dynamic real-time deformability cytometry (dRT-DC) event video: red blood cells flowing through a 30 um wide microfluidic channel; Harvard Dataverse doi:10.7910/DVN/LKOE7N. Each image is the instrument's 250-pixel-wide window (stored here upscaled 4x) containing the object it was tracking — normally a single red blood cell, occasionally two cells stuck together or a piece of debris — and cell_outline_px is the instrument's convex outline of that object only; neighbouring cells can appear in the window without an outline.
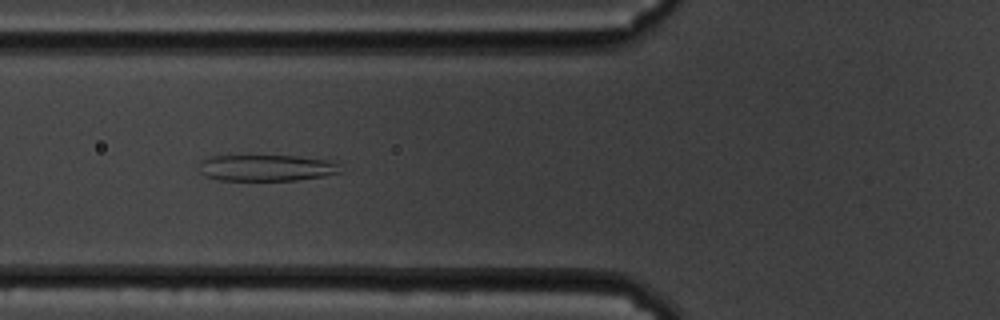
{"species": "common noctule bat (a hibernating species)", "species_latin": "Nyctalus noctula", "temperature_condition": "cold", "stored_images_in_passage": 59, "camera_frame_rate_fps": 3000, "um_per_image_px": 0.085, "animal": {"sex": "male", "body_mass_g": 19.5, "forearm_length_mm": 54.6}, "frame": {"image": 1, "passage_image": 22, "time_ms": 7.0, "image_size_px": [1000, 320], "cell_outline_px": [[340, 172], [324, 176], [296, 180], [220, 180], [204, 176], [200, 172], [200, 160], [208, 156], [296, 156], [328, 160], [336, 164]], "centroid_in_image_um": [22.57, 14.27], "position_along_channel_um": 103.2, "area_um2": 21.5}}
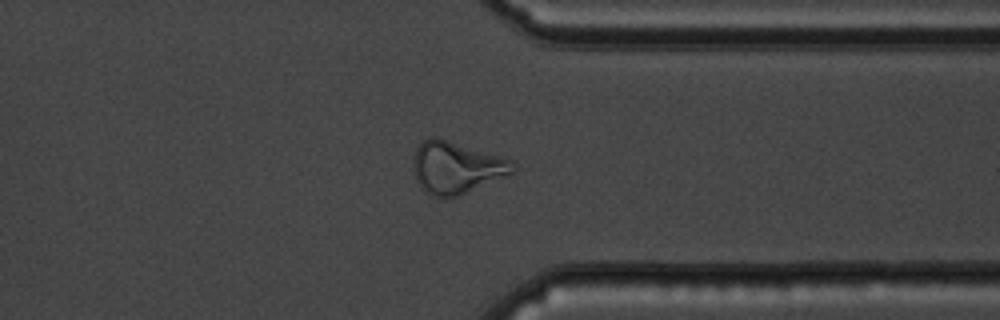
{"frame": {"image": 2, "passage_image": 46, "time_ms": 15.0, "image_size_px": [1000, 320], "cell_outline_px": [[516, 168], [508, 176], [460, 196], [432, 196], [420, 188], [416, 180], [412, 164], [416, 148], [428, 136], [436, 136], [512, 160], [516, 164]], "centroid_in_image_um": [38.78, 14.24], "position_along_channel_um": 372.6, "area_um2": 30.4}}
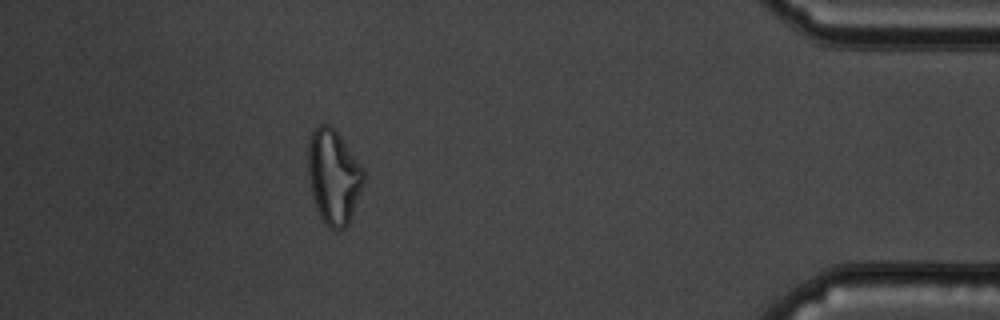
{"frame": {"image": 3, "passage_image": 53, "time_ms": 17.333, "image_size_px": [1000, 320], "cell_outline_px": [[364, 180], [348, 224], [344, 228], [328, 228], [320, 216], [316, 208], [312, 192], [308, 172], [308, 144], [312, 132], [320, 124], [328, 124], [340, 136], [364, 168]], "centroid_in_image_um": [28.35, 15.0], "position_along_channel_um": 406.9, "area_um2": 30.06}, "authors_computed_cell_mechanics": {"area_um2": 29.0734, "velocity_mm_per_s": 3.3859, "shape_relaxation_time_tau1_ms": null, "shape_relaxation_time_tau2_ms": 2.4829, "deformation_change_tau1": null, "deformation_change_tau2": 0.089}}